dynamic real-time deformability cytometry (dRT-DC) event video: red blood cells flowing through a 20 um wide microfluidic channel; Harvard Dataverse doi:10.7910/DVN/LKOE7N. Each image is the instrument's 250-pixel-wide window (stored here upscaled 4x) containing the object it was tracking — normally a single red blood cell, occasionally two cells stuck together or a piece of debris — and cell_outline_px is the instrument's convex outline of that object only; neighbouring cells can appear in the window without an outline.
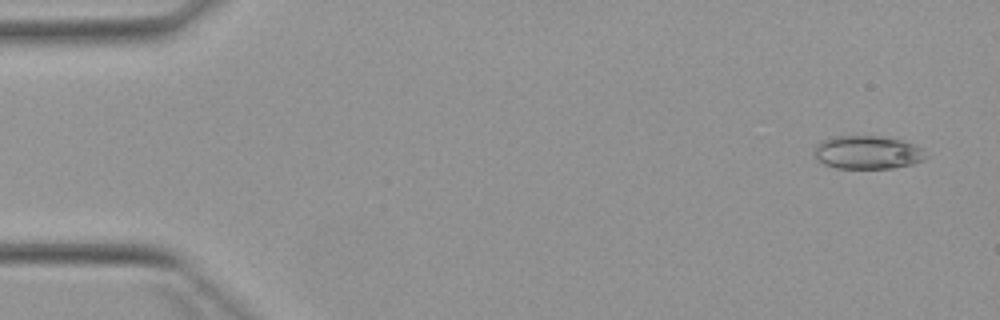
{"species": "Egyptian fruit bat (a non-hibernating species)", "species_latin": "Rousettus aegyptiacus", "temperature_condition": "warm", "stored_images_in_passage": 4, "camera_frame_rate_fps": 3000, "um_per_image_px": 0.085, "animal": {"sex": "female"}, "frame": {"image": 1, "passage_image": 1, "time_ms": 0.0, "image_size_px": [1000, 320], "cell_outline_px": [[928, 156], [924, 160], [912, 164], [892, 168], [836, 168], [824, 164], [816, 160], [812, 152], [816, 144], [820, 140], [832, 136], [880, 136], [900, 140], [912, 144], [920, 148]], "centroid_in_image_um": [73.66, 12.95], "position_along_channel_um": 11.3, "area_um2": 21.85}}
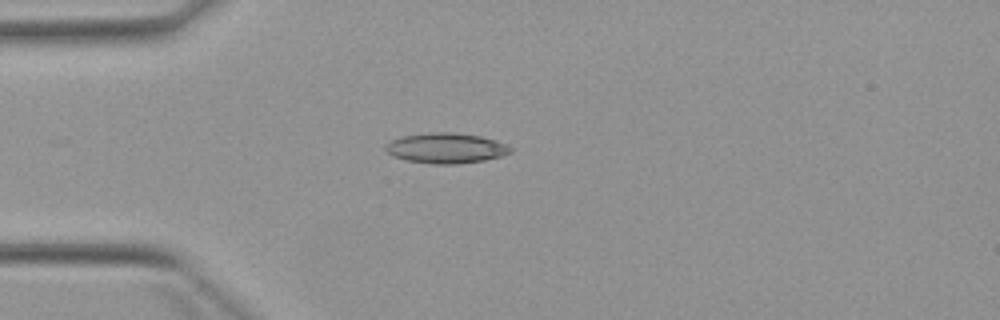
{"frame": {"image": 2, "passage_image": 4, "time_ms": 3.667, "image_size_px": [1000, 320], "cell_outline_px": [[512, 152], [500, 156], [484, 160], [456, 164], [432, 164], [408, 160], [392, 156], [384, 148], [384, 144], [400, 136], [432, 132], [452, 132], [480, 136], [496, 140], [508, 144], [512, 148]], "centroid_in_image_um": [37.91, 12.58], "position_along_channel_um": 47.1, "area_um2": 22.14}}